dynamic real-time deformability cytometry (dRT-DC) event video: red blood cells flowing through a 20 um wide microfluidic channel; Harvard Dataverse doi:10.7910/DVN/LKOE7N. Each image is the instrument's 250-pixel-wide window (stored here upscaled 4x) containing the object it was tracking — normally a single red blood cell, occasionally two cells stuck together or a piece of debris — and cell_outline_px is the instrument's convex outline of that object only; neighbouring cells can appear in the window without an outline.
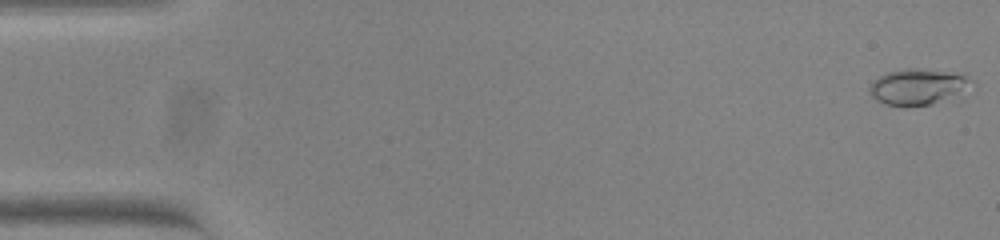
{"species": "common noctule bat (a hibernating species)", "species_latin": "Nyctalus noctula", "temperature_condition": "warm", "stored_images_in_passage": 54, "camera_frame_rate_fps": 3000, "um_per_image_px": 0.085, "animal": {"sex": "female", "body_mass_g": 23.0, "forearm_length_mm": 53.4}, "frame": {"image": 1, "passage_image": 1, "time_ms": 0.0, "image_size_px": [1000, 240], "cell_outline_px": [[976, 92], [964, 100], [932, 104], [884, 104], [876, 100], [868, 92], [868, 88], [872, 80], [884, 72], [908, 68], [912, 68], [952, 72], [976, 80]], "centroid_in_image_um": [78.28, 7.4], "position_along_channel_um": 6.7, "area_um2": 22.89}}
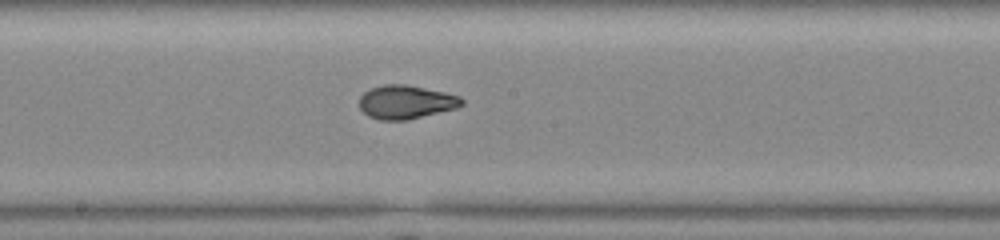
{"frame": {"image": 2, "passage_image": 29, "time_ms": 9.333, "image_size_px": [1000, 240], "cell_outline_px": [[464, 104], [456, 108], [408, 120], [380, 120], [368, 116], [360, 108], [360, 96], [364, 92], [372, 88], [384, 84], [404, 84], [444, 92], [460, 96], [464, 100]], "centroid_in_image_um": [34.51, 8.68], "position_along_channel_um": 213.7, "area_um2": 20.0}}
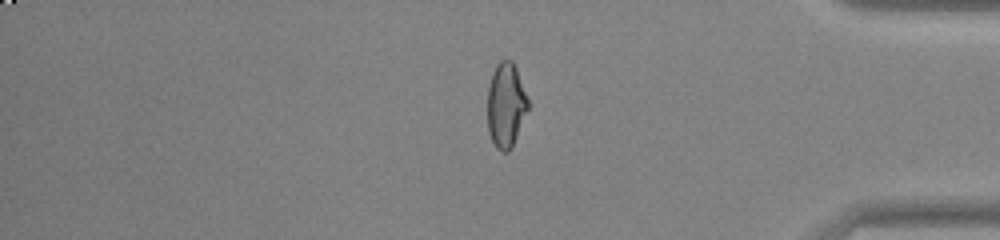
{"frame": {"image": 3, "passage_image": 45, "time_ms": 14.667, "image_size_px": [1000, 240], "cell_outline_px": [[528, 108], [512, 148], [508, 152], [504, 152], [496, 148], [488, 132], [488, 84], [492, 72], [496, 64], [500, 60], [512, 60], [516, 68], [528, 100]], "centroid_in_image_um": [42.98, 8.93], "position_along_channel_um": 392.2, "area_um2": 19.94}, "authors_computed_cell_mechanics": {"area_um2": 19.9699, "velocity_mm_per_s": 3.8367, "shape_relaxation_time_tau1_ms": null, "shape_relaxation_time_tau2_ms": 0.9719, "deformation_change_tau1": null, "deformation_change_tau2": 0.0575}}